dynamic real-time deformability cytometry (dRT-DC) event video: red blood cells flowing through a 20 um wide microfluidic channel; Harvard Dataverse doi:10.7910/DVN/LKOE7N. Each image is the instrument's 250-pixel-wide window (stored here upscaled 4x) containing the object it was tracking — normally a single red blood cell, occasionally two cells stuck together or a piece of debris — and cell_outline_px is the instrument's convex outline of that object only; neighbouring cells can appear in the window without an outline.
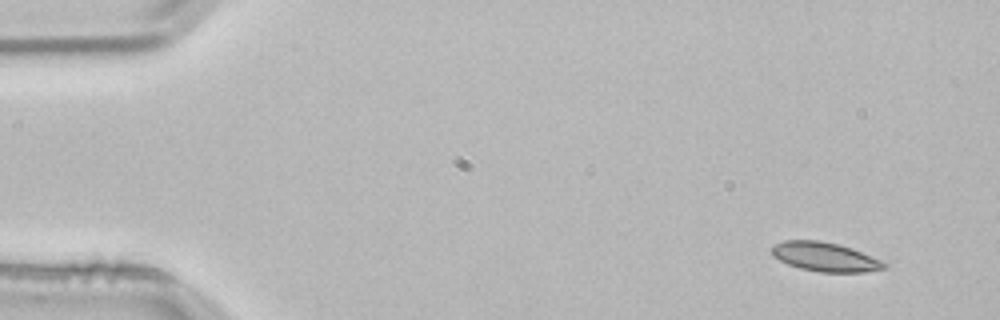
{"species": "common noctule bat (a hibernating species)", "species_latin": "Nyctalus noctula", "temperature_condition": "room temperature", "stored_images_in_passage": 3, "camera_frame_rate_fps": 3000, "um_per_image_px": 0.085, "animal": {"sex": "male", "body_mass_g": 21.5, "forearm_length_mm": 52.0}, "frame": {"image": 1, "passage_image": 1, "time_ms": 0.0, "image_size_px": [1000, 320], "cell_outline_px": [[888, 268], [864, 272], [820, 272], [800, 268], [788, 264], [772, 256], [772, 248], [776, 244], [784, 240], [820, 240], [852, 248], [880, 260], [888, 264]], "centroid_in_image_um": [70.14, 21.84], "position_along_channel_um": 14.9, "area_um2": 18.96}}